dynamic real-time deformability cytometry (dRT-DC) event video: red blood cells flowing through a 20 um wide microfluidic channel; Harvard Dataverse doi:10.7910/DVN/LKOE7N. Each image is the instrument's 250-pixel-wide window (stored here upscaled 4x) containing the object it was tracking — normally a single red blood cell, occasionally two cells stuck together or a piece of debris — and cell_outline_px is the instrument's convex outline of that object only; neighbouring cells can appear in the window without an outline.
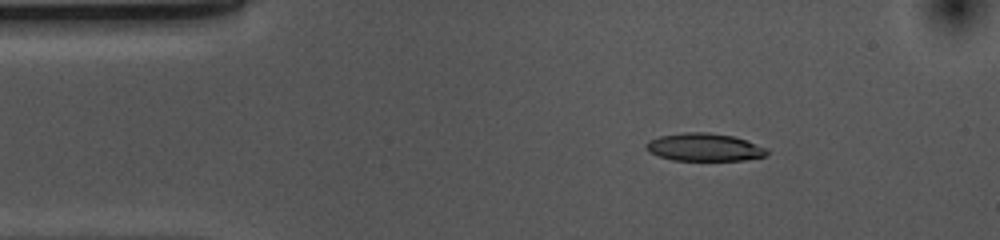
{"species": "common noctule bat (a hibernating species)", "species_latin": "Nyctalus noctula", "temperature_condition": "cold", "stored_images_in_passage": 51, "camera_frame_rate_fps": 3000, "um_per_image_px": 0.085, "animal": {"sex": "female", "body_mass_g": 10.0, "forearm_length_mm": 53.1}, "frame": {"image": 1, "passage_image": 6, "time_ms": 1.667, "image_size_px": [1000, 240], "cell_outline_px": [[768, 152], [764, 156], [744, 160], [672, 160], [648, 152], [644, 148], [644, 144], [648, 140], [660, 136], [684, 132], [708, 132], [732, 136], [768, 148]], "centroid_in_image_um": [59.81, 12.51], "position_along_channel_um": 25.2, "area_um2": 19.54}}
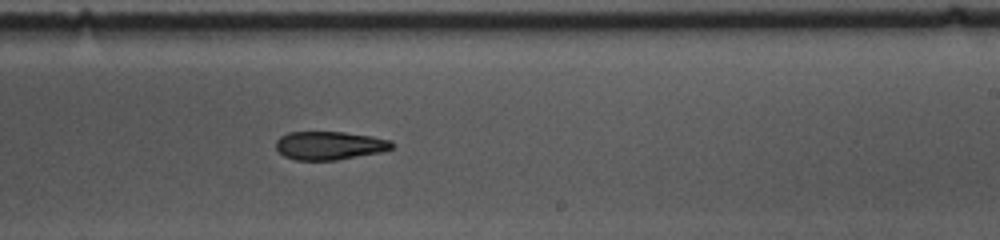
{"frame": {"image": 2, "passage_image": 29, "time_ms": 9.333, "image_size_px": [1000, 240], "cell_outline_px": [[396, 144], [392, 148], [380, 152], [336, 160], [296, 160], [284, 156], [276, 148], [276, 140], [280, 136], [288, 132], [344, 132], [372, 136], [392, 140]], "centroid_in_image_um": [28.02, 12.36], "position_along_channel_um": 261.0, "area_um2": 19.25}}
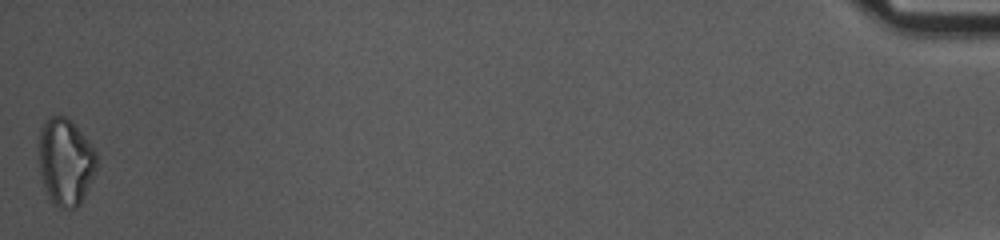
{"frame": {"image": 3, "passage_image": 51, "time_ms": 16.667, "image_size_px": [1000, 240], "cell_outline_px": [[96, 172], [80, 204], [76, 208], [60, 208], [52, 204], [48, 196], [40, 176], [40, 128], [48, 116], [64, 116], [72, 120], [76, 124], [96, 152]], "centroid_in_image_um": [5.57, 13.75], "position_along_channel_um": 429.6, "area_um2": 29.42}, "authors_computed_cell_mechanics": {"area_um2": 20.5768, "velocity_mm_per_s": 3.7007, "shape_relaxation_time_tau1_ms": 5.1639, "shape_relaxation_time_tau2_ms": null, "deformation_change_tau1": 0.1416, "deformation_change_tau2": null}}